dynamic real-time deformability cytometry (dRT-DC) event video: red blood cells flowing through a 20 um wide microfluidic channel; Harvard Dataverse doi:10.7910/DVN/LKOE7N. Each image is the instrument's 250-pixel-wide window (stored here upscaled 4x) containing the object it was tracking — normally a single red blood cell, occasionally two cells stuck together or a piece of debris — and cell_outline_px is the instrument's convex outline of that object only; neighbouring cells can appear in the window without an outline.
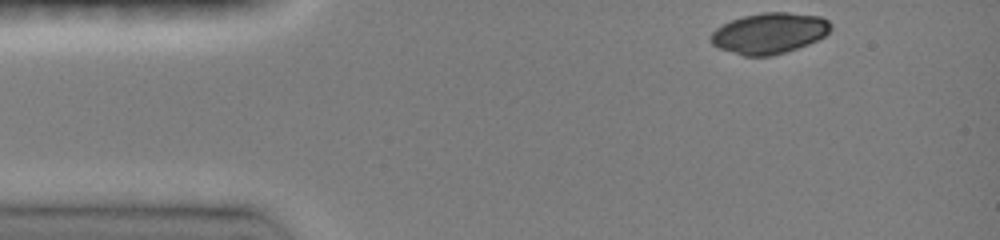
{"species": "common noctule bat (a hibernating species)", "species_latin": "Nyctalus noctula", "temperature_condition": "room temperature", "stored_images_in_passage": 4, "camera_frame_rate_fps": 3000, "um_per_image_px": 0.085, "animal": {"sex": "female", "body_mass_g": 19.0, "forearm_length_mm": 51.5}, "frame": {"image": 1, "passage_image": 1, "time_ms": 0.0, "image_size_px": [1000, 240], "cell_outline_px": [[832, 28], [824, 36], [808, 44], [772, 56], [744, 56], [720, 48], [712, 44], [708, 36], [716, 28], [732, 20], [744, 16], [764, 12], [788, 12], [820, 16], [828, 20], [832, 24]], "centroid_in_image_um": [65.39, 2.82], "position_along_channel_um": 19.6, "area_um2": 28.44}}